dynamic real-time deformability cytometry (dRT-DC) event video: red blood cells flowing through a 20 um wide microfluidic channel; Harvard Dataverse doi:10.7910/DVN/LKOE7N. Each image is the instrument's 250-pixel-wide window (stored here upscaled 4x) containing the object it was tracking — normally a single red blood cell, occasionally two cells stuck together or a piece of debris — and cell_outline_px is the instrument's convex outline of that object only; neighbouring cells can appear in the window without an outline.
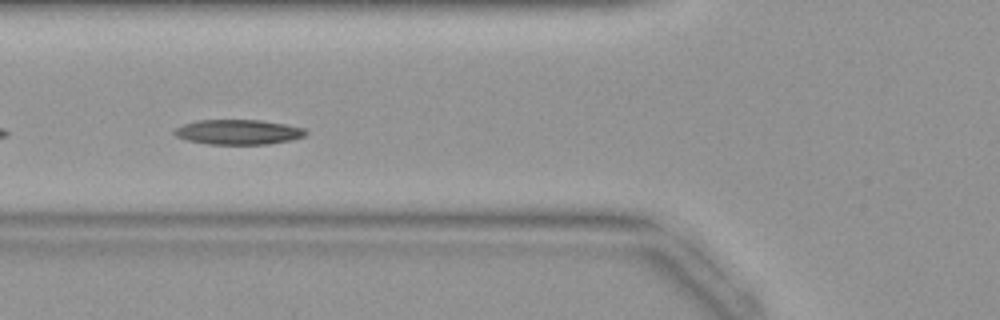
{"species": "common noctule bat (a hibernating species)", "species_latin": "Nyctalus noctula", "temperature_condition": "warm", "stored_images_in_passage": 44, "segment_of_instrument_passage": [2, 2], "camera_frame_rate_fps": 3000, "um_per_image_px": 0.085, "animal": {"sex": "female", "body_mass_g": 19.9}, "frame": {"image": 1, "passage_image": 17, "time_ms": 5.333, "image_size_px": [1000, 320], "cell_outline_px": [[308, 132], [304, 136], [292, 140], [268, 144], [208, 144], [188, 140], [176, 136], [172, 132], [176, 128], [184, 124], [196, 120], [260, 120], [284, 124], [304, 128]], "centroid_in_image_um": [20.25, 11.22], "position_along_channel_um": 105.5, "area_um2": 19.02}}
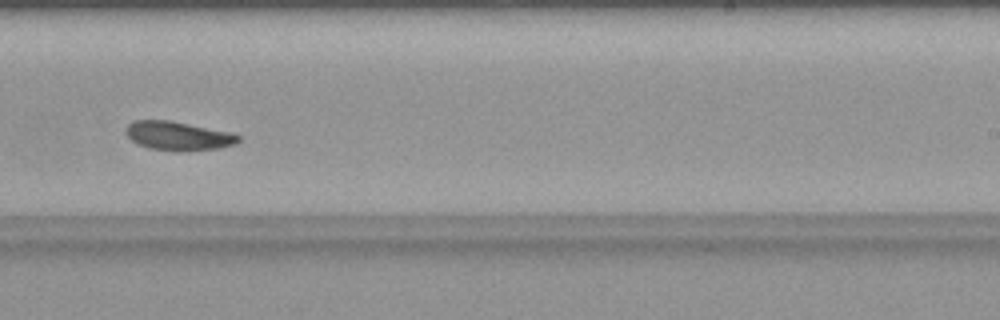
{"frame": {"image": 2, "passage_image": 28, "time_ms": 9.0, "image_size_px": [1000, 320], "cell_outline_px": [[240, 140], [236, 144], [216, 148], [184, 152], [180, 152], [148, 148], [132, 140], [124, 132], [128, 124], [132, 120], [168, 120], [236, 132], [240, 136]], "centroid_in_image_um": [15.19, 11.55], "position_along_channel_um": 273.8, "area_um2": 19.25}}